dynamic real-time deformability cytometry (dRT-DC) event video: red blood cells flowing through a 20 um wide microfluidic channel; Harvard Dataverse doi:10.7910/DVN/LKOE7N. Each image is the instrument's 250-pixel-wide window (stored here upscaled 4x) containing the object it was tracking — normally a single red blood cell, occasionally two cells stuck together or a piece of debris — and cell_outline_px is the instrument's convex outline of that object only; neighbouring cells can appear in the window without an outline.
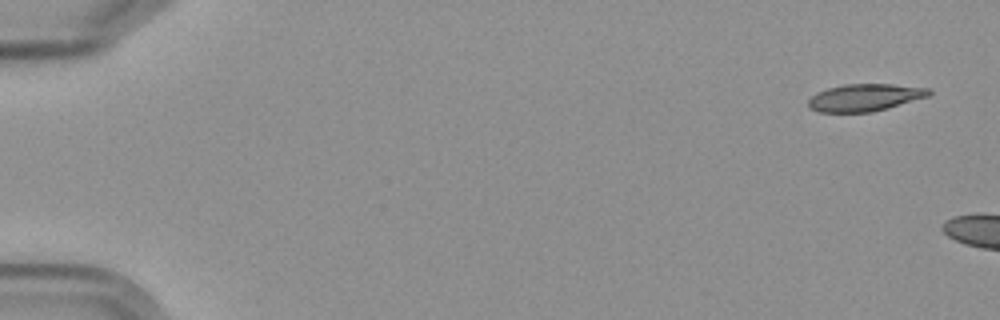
{"species": "Egyptian fruit bat (a non-hibernating species)", "species_latin": "Rousettus aegyptiacus", "temperature_condition": "cold", "stored_images_in_passage": 3, "camera_frame_rate_fps": 3000, "um_per_image_px": 0.085, "frame": {"image": 1, "passage_image": 1, "time_ms": 0.0, "image_size_px": [1000, 320], "cell_outline_px": [[932, 92], [928, 96], [888, 108], [872, 112], [820, 112], [808, 108], [808, 100], [816, 92], [828, 88], [844, 84], [892, 84], [928, 88]], "centroid_in_image_um": [73.48, 8.29], "position_along_channel_um": 11.5, "area_um2": 19.13}}